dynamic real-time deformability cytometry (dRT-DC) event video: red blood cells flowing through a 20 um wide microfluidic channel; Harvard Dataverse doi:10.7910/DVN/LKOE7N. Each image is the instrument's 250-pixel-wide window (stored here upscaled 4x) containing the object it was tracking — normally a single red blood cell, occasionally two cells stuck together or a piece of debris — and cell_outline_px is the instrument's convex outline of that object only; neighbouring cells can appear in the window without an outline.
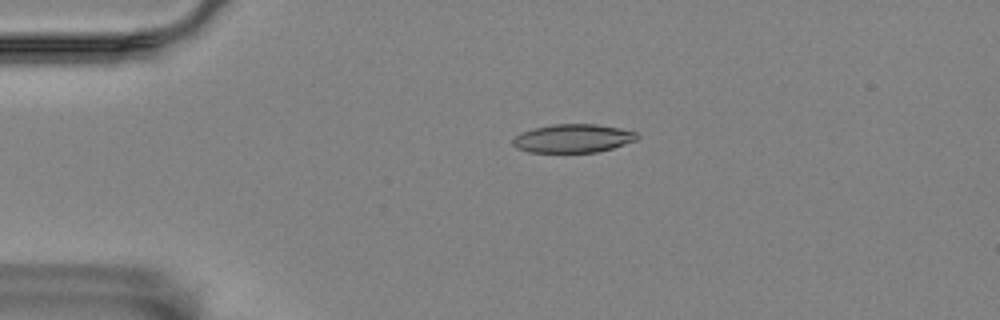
{"species": "Egyptian fruit bat (a non-hibernating species)", "species_latin": "Rousettus aegyptiacus", "temperature_condition": "room temperature", "stored_images_in_passage": 46, "camera_frame_rate_fps": 3000, "um_per_image_px": 0.085, "animal": {"sex": "female"}, "frame": {"image": 1, "passage_image": 2, "time_ms": 0.333, "image_size_px": [1000, 320], "cell_outline_px": [[640, 136], [636, 140], [612, 148], [596, 152], [528, 152], [516, 148], [512, 144], [512, 140], [520, 132], [532, 128], [552, 124], [596, 124], [620, 128], [636, 132]], "centroid_in_image_um": [48.68, 11.75], "position_along_channel_um": 36.3, "area_um2": 20.69}}
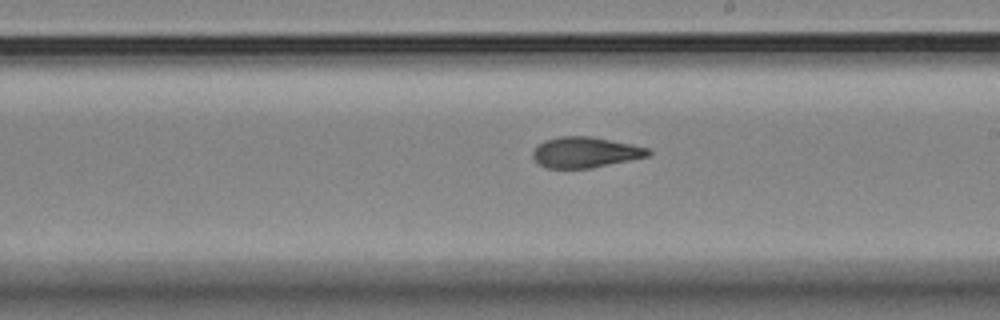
{"frame": {"image": 2, "passage_image": 22, "time_ms": 7.0, "image_size_px": [1000, 320], "cell_outline_px": [[652, 152], [648, 156], [592, 168], [548, 168], [540, 164], [532, 156], [532, 152], [544, 140], [560, 136], [592, 136], [632, 144], [648, 148]], "centroid_in_image_um": [49.76, 12.94], "position_along_channel_um": 239.2, "area_um2": 20.52}}
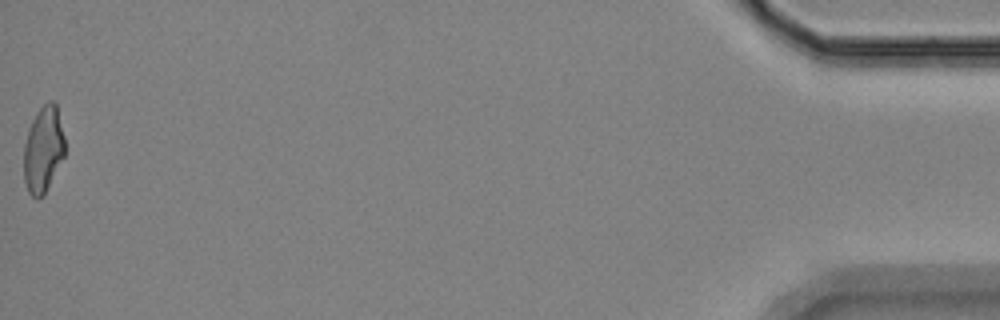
{"frame": {"image": 3, "passage_image": 46, "time_ms": 15.0, "image_size_px": [1000, 320], "cell_outline_px": [[64, 156], [44, 192], [36, 200], [28, 192], [24, 180], [24, 144], [28, 128], [36, 112], [48, 100], [56, 100], [64, 136]], "centroid_in_image_um": [3.67, 12.63], "position_along_channel_um": 431.5, "area_um2": 20.52}, "authors_computed_cell_mechanics": {"area_um2": 21.1259, "velocity_mm_per_s": 3.5689, "shape_relaxation_time_tau1_ms": 10.9432, "shape_relaxation_time_tau2_ms": 2.8078, "deformation_change_tau1": 0.25, "deformation_change_tau2": 0.0999}}